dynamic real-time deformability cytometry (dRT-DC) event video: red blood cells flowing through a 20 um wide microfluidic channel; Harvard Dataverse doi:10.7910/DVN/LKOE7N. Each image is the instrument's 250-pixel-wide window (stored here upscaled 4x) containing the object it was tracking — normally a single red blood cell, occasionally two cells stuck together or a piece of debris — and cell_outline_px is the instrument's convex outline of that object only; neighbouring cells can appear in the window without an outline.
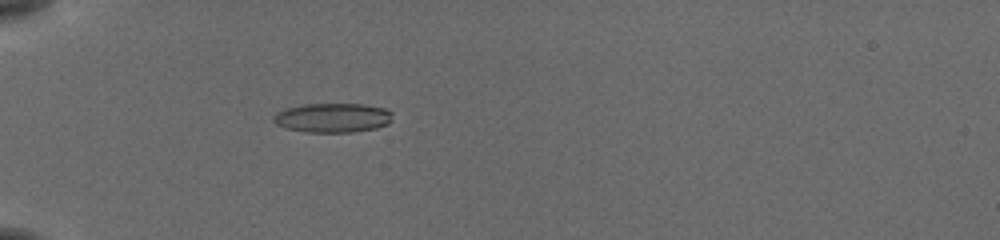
{"species": "common noctule bat (a hibernating species)", "species_latin": "Nyctalus noctula", "temperature_condition": "cold", "stored_images_in_passage": 38, "camera_frame_rate_fps": 3000, "um_per_image_px": 0.085, "animal": {"sex": "female", "body_mass_g": 19.5, "forearm_length_mm": 54.1}, "frame": {"image": 1, "passage_image": 1, "time_ms": 0.0, "image_size_px": [1000, 240], "cell_outline_px": [[392, 120], [388, 124], [376, 128], [352, 132], [308, 132], [288, 128], [276, 124], [272, 120], [272, 116], [276, 112], [288, 108], [304, 104], [364, 104], [384, 108], [392, 112]], "centroid_in_image_um": [28.29, 10.01], "position_along_channel_um": 56.7, "area_um2": 20.35}}
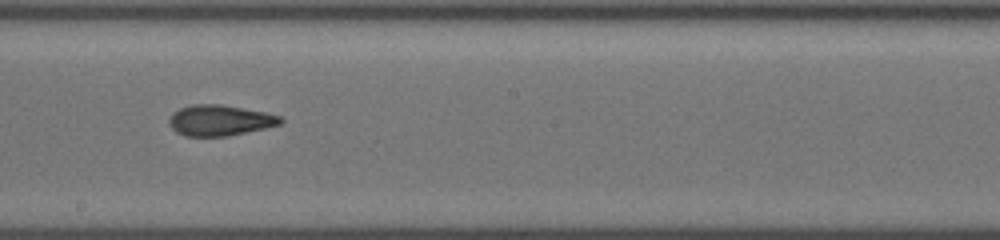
{"frame": {"image": 2, "passage_image": 16, "time_ms": 5.0, "image_size_px": [1000, 240], "cell_outline_px": [[284, 120], [280, 124], [264, 128], [228, 136], [184, 136], [176, 132], [168, 124], [168, 120], [180, 108], [192, 104], [220, 104], [264, 112], [280, 116]], "centroid_in_image_um": [18.67, 10.23], "position_along_channel_um": 229.5, "area_um2": 19.77}}
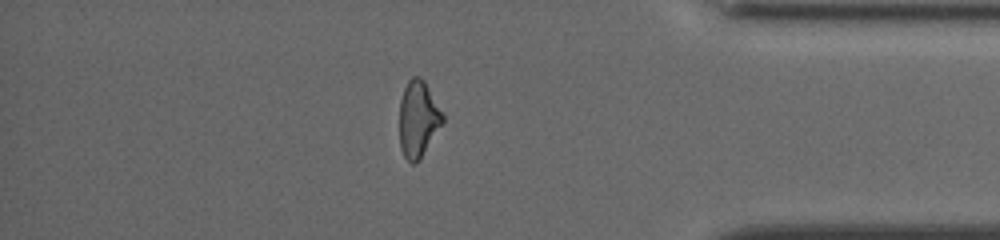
{"frame": {"image": 3, "passage_image": 31, "time_ms": 10.0, "image_size_px": [1000, 240], "cell_outline_px": [[444, 120], [420, 160], [416, 164], [412, 164], [404, 156], [400, 148], [400, 100], [404, 88], [408, 80], [412, 76], [420, 76], [424, 80], [444, 116]], "centroid_in_image_um": [35.53, 10.12], "position_along_channel_um": 399.7, "area_um2": 19.13}, "authors_computed_cell_mechanics": {"area_um2": 19.7098, "velocity_mm_per_s": 3.8208, "shape_relaxation_time_tau1_ms": null, "shape_relaxation_time_tau2_ms": 2.0503, "deformation_change_tau1": null, "deformation_change_tau2": 0.09}}